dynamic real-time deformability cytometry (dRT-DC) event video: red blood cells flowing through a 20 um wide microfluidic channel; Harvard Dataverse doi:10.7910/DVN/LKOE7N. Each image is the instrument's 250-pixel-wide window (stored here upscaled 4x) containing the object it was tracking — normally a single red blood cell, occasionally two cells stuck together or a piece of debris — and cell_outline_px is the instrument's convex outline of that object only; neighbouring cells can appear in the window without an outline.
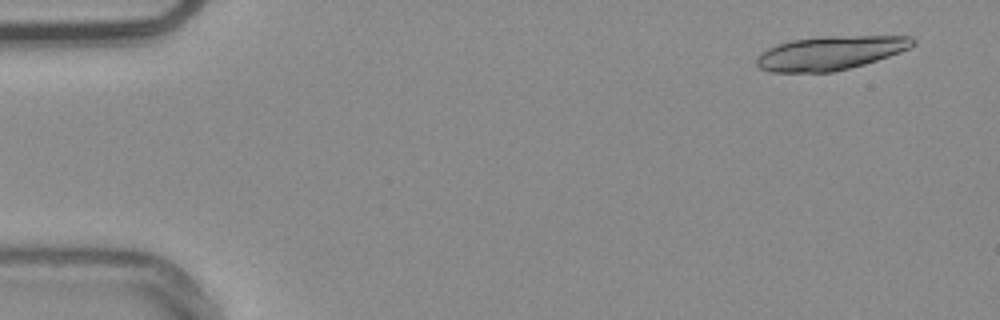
{"species": "common noctule bat (a hibernating species)", "species_latin": "Nyctalus noctula", "temperature_condition": "warm", "stored_images_in_passage": 11, "camera_frame_rate_fps": 3000, "um_per_image_px": 0.085, "animal": {"sex": "male", "body_mass_g": 20.4}, "frame": {"image": 1, "passage_image": 1, "time_ms": 0.0, "image_size_px": [1000, 320], "cell_outline_px": [[916, 44], [900, 52], [864, 64], [832, 72], [772, 72], [760, 68], [756, 64], [756, 56], [760, 52], [776, 44], [792, 40], [824, 36], [912, 36], [916, 40]], "centroid_in_image_um": [70.55, 4.49], "position_along_channel_um": 14.4, "area_um2": 30.81}}